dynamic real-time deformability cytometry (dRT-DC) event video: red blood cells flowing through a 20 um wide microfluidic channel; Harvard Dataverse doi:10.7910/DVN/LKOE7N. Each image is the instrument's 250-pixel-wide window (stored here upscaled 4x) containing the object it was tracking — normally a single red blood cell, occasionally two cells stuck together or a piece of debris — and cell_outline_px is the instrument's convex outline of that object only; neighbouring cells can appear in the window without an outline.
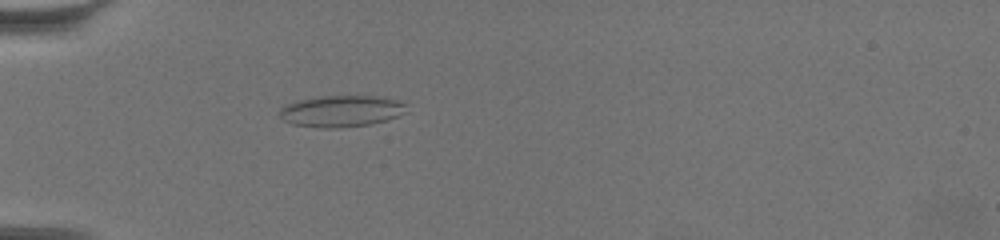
{"species": "common noctule bat (a hibernating species)", "species_latin": "Nyctalus noctula", "temperature_condition": "warm", "stored_images_in_passage": 43, "camera_frame_rate_fps": 3000, "um_per_image_px": 0.085, "animal": {"sex": "female", "body_mass_g": 19.5, "forearm_length_mm": 54.1}, "frame": {"image": 1, "passage_image": 1, "time_ms": 0.0, "image_size_px": [1000, 240], "cell_outline_px": [[408, 112], [388, 120], [372, 124], [340, 128], [320, 128], [292, 124], [284, 120], [280, 116], [280, 108], [296, 100], [320, 96], [380, 96], [396, 100], [404, 104]], "centroid_in_image_um": [29.02, 9.45], "position_along_channel_um": 56.0, "area_um2": 23.47}}
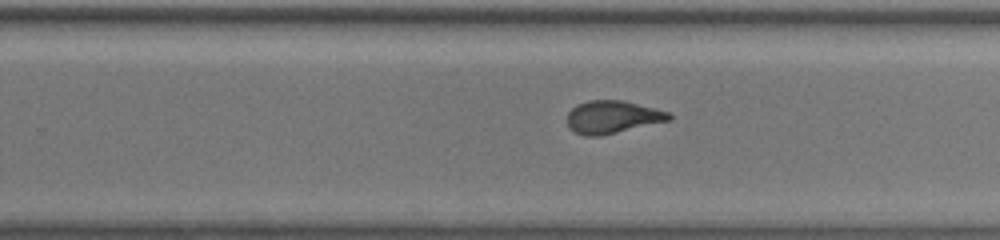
{"frame": {"image": 2, "passage_image": 22, "time_ms": 7.0, "image_size_px": [1000, 240], "cell_outline_px": [[672, 120], [600, 136], [584, 136], [568, 128], [568, 112], [576, 104], [588, 100], [624, 100], [656, 108], [668, 112], [672, 116]], "centroid_in_image_um": [52.07, 9.94], "position_along_channel_um": 277.7, "area_um2": 19.59}}
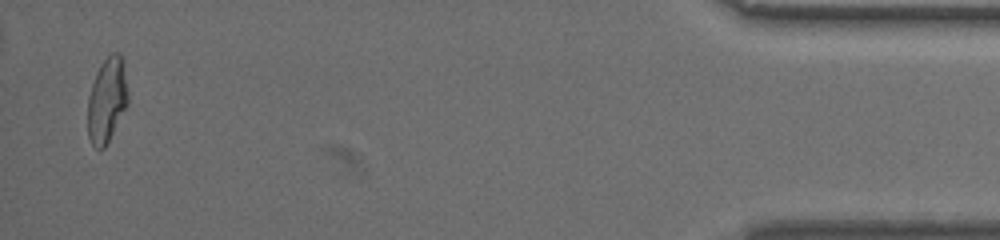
{"frame": {"image": 3, "passage_image": 42, "time_ms": 13.667, "image_size_px": [1000, 240], "cell_outline_px": [[128, 104], [104, 148], [100, 152], [92, 144], [88, 136], [88, 96], [96, 72], [100, 64], [112, 52], [120, 52], [124, 60], [128, 92]], "centroid_in_image_um": [9.1, 8.47], "position_along_channel_um": 426.1, "area_um2": 20.11}, "authors_computed_cell_mechanics": {"area_um2": 19.8832, "velocity_mm_per_s": 3.3749, "shape_relaxation_time_tau1_ms": 7.3763, "shape_relaxation_time_tau2_ms": 1.3571, "deformation_change_tau1": 0.2015, "deformation_change_tau2": 0.07}}